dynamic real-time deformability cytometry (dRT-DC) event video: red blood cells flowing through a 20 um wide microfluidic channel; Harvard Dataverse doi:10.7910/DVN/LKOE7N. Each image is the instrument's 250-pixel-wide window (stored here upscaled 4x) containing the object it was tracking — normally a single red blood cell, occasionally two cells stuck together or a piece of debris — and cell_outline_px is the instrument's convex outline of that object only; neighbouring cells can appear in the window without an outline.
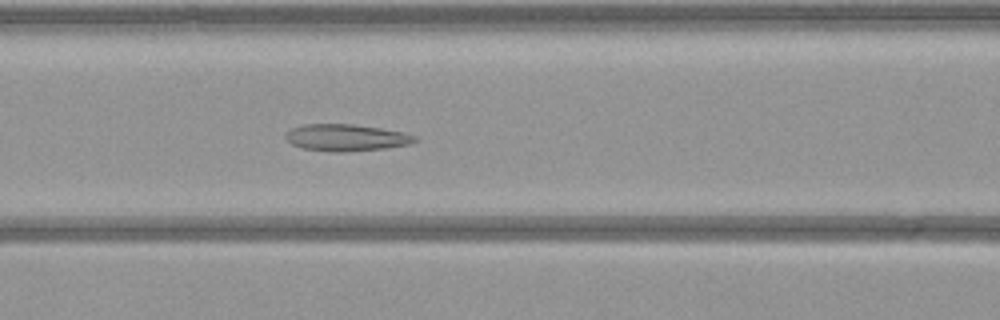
{"species": "common noctule bat (a hibernating species)", "species_latin": "Nyctalus noctula", "temperature_condition": "warm", "stored_images_in_passage": 45, "camera_frame_rate_fps": 3000, "um_per_image_px": 0.085, "animal": {"sex": "female", "body_mass_g": 21.9}, "frame": {"image": 1, "passage_image": 14, "time_ms": 4.333, "image_size_px": [1000, 320], "cell_outline_px": [[420, 140], [412, 144], [384, 148], [344, 152], [332, 152], [304, 148], [292, 144], [284, 136], [292, 128], [304, 124], [352, 124], [380, 128], [404, 132], [416, 136]], "centroid_in_image_um": [29.48, 11.7], "position_along_channel_um": 137.1, "area_um2": 20.17}}
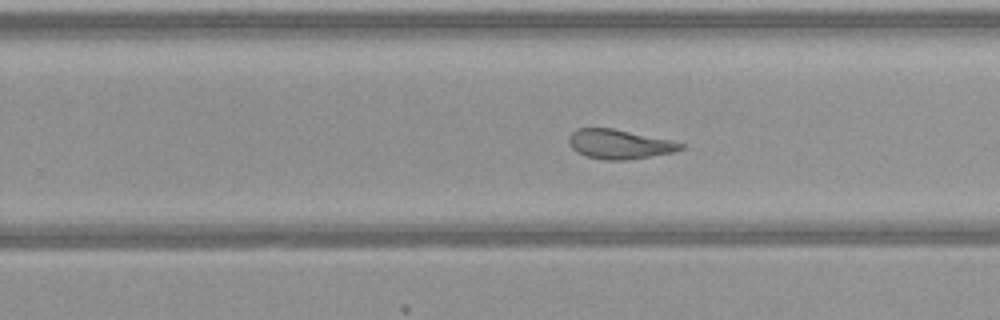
{"frame": {"image": 2, "passage_image": 25, "time_ms": 8.0, "image_size_px": [1000, 320], "cell_outline_px": [[684, 148], [676, 152], [628, 160], [604, 160], [584, 156], [576, 152], [568, 144], [568, 136], [576, 128], [612, 128], [672, 140], [684, 144]], "centroid_in_image_um": [52.63, 12.26], "position_along_channel_um": 277.2, "area_um2": 19.48}}
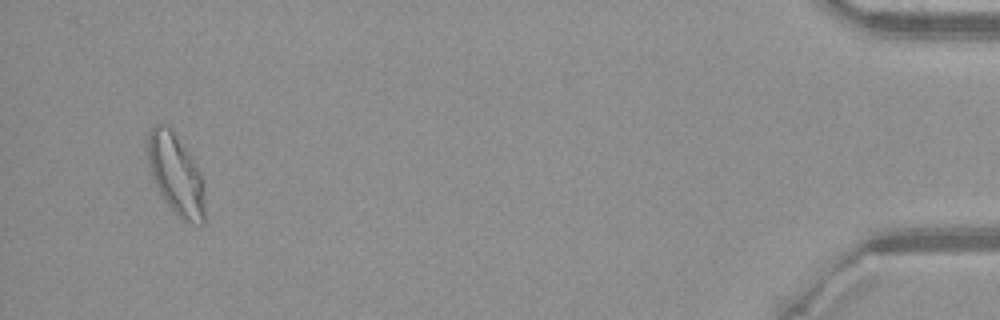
{"frame": {"image": 3, "passage_image": 43, "time_ms": 14.0, "image_size_px": [1000, 320], "cell_outline_px": [[208, 220], [204, 224], [192, 224], [180, 220], [164, 200], [152, 180], [148, 164], [148, 136], [152, 128], [156, 124], [168, 124], [188, 152], [200, 172], [204, 184]], "centroid_in_image_um": [15.0, 14.93], "position_along_channel_um": 420.2, "area_um2": 27.63}}